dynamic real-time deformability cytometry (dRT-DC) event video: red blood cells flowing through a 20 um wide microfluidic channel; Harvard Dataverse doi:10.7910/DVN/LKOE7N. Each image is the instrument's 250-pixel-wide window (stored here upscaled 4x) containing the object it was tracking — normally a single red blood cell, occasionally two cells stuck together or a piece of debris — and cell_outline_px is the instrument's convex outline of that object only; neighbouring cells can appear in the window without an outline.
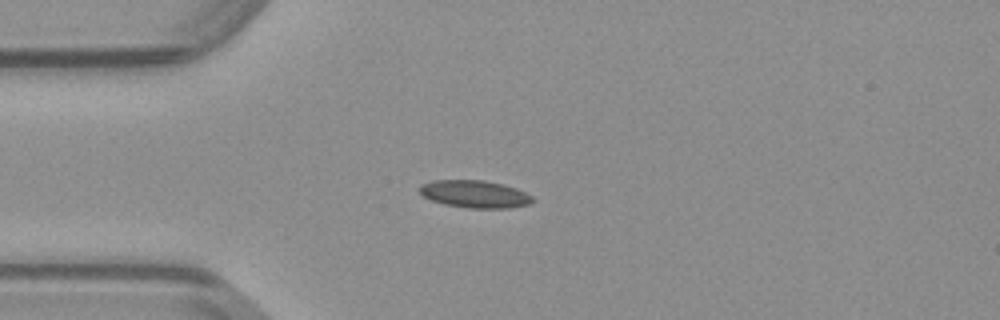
{"species": "common noctule bat (a hibernating species)", "species_latin": "Nyctalus noctula", "temperature_condition": "warm", "stored_images_in_passage": 38, "camera_frame_rate_fps": 3000, "um_per_image_px": 0.085, "animal": {"sex": "male", "body_mass_g": 23.1, "forearm_length_mm": 52.7}, "frame": {"image": 1, "passage_image": 1, "time_ms": 0.0, "image_size_px": [1000, 320], "cell_outline_px": [[536, 200], [528, 204], [508, 208], [468, 208], [444, 204], [432, 200], [424, 196], [420, 192], [420, 184], [432, 180], [484, 180], [504, 184], [516, 188], [532, 196]], "centroid_in_image_um": [40.36, 16.49], "position_along_channel_um": 44.6, "area_um2": 18.09}}
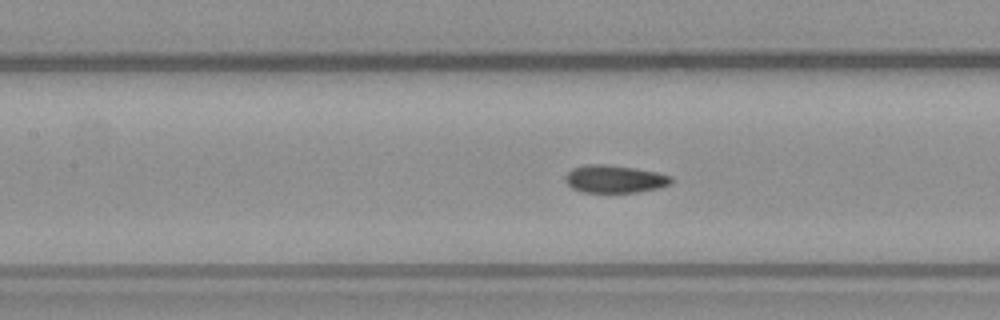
{"frame": {"image": 2, "passage_image": 10, "time_ms": 3.0, "image_size_px": [1000, 320], "cell_outline_px": [[672, 184], [660, 188], [636, 192], [584, 192], [572, 188], [564, 180], [564, 176], [572, 168], [584, 164], [604, 164], [636, 168], [656, 172], [672, 176]], "centroid_in_image_um": [52.24, 15.21], "position_along_channel_um": 155.2, "area_um2": 17.22}}
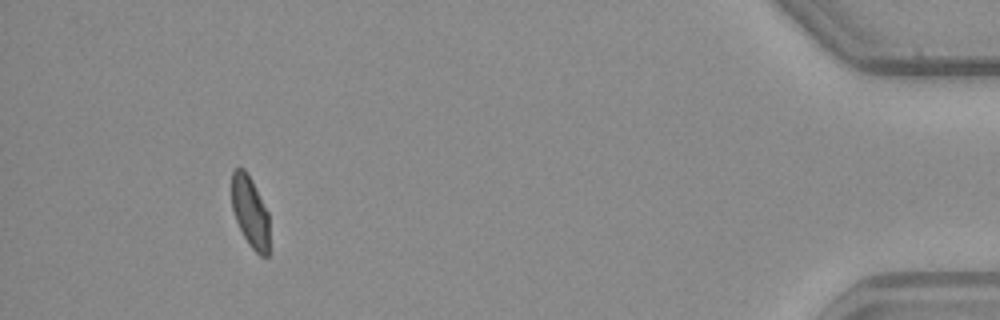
{"frame": {"image": 3, "passage_image": 34, "time_ms": 11.0, "image_size_px": [1000, 320], "cell_outline_px": [[268, 256], [260, 256], [248, 244], [236, 220], [232, 208], [232, 172], [236, 168], [244, 168], [252, 180], [268, 212]], "centroid_in_image_um": [21.26, 17.99], "position_along_channel_um": 413.9, "area_um2": 15.43}}